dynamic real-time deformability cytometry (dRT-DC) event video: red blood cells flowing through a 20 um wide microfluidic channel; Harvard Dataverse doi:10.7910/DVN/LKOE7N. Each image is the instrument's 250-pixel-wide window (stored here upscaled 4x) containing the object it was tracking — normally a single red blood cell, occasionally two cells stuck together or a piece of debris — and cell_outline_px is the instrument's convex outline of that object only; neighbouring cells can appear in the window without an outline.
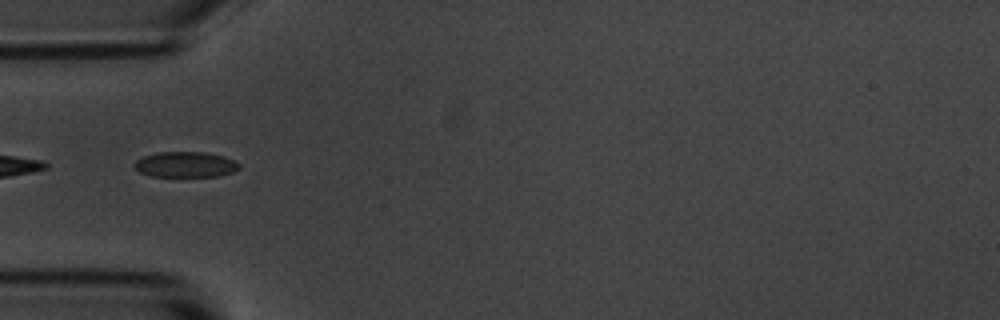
{"species": "common noctule bat (a hibernating species)", "species_latin": "Nyctalus noctula", "temperature_condition": "room temperature", "stored_images_in_passage": 6, "segment_of_instrument_passage": [2, 2], "camera_frame_rate_fps": 3000, "um_per_image_px": 0.085, "animal": {"sex": "male", "body_mass_g": 20.1, "forearm_length_mm": 53.5}, "frame": {"image": 1, "passage_image": 4, "time_ms": 3.333, "image_size_px": [1000, 320], "cell_outline_px": [[240, 168], [232, 172], [216, 176], [152, 176], [140, 172], [132, 164], [136, 160], [144, 156], [156, 152], [204, 152], [224, 156], [236, 160], [240, 164]], "centroid_in_image_um": [15.78, 13.97], "position_along_channel_um": 69.2, "area_um2": 15.61}}
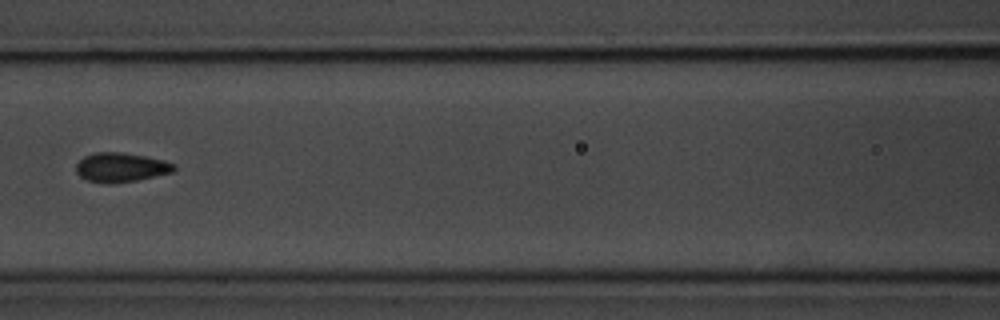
{"frame": {"image": 2, "passage_image": 6, "time_ms": 5.667, "image_size_px": [1000, 320], "cell_outline_px": [[176, 168], [172, 172], [136, 180], [112, 184], [104, 184], [88, 180], [80, 176], [76, 172], [76, 164], [84, 156], [92, 152], [124, 152], [164, 160], [176, 164]], "centroid_in_image_um": [10.26, 14.22], "position_along_channel_um": 156.3, "area_um2": 16.82}}